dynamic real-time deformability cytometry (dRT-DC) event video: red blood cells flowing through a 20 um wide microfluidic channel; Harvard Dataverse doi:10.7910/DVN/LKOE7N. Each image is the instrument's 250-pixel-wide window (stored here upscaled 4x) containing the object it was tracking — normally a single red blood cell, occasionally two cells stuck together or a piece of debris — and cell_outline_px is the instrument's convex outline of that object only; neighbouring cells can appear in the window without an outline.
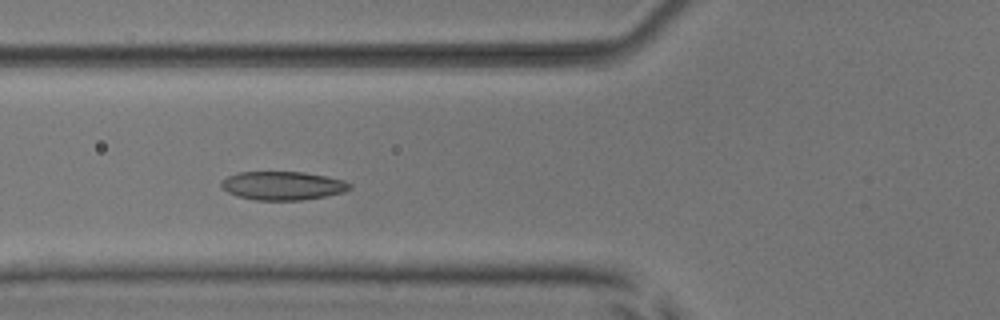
{"species": "common noctule bat (a hibernating species)", "species_latin": "Nyctalus noctula", "temperature_condition": "room temperature", "stored_images_in_passage": 9, "camera_frame_rate_fps": 3000, "um_per_image_px": 0.085, "animal": {"sex": "male", "body_mass_g": 17.9, "forearm_length_mm": 54.2}, "frame": {"image": 1, "passage_image": 7, "time_ms": 7.667, "image_size_px": [1000, 320], "cell_outline_px": [[352, 188], [344, 192], [304, 200], [256, 200], [236, 196], [228, 192], [220, 184], [228, 176], [240, 172], [304, 172], [344, 180], [352, 184]], "centroid_in_image_um": [24.06, 15.79], "position_along_channel_um": 101.7, "area_um2": 21.27}}
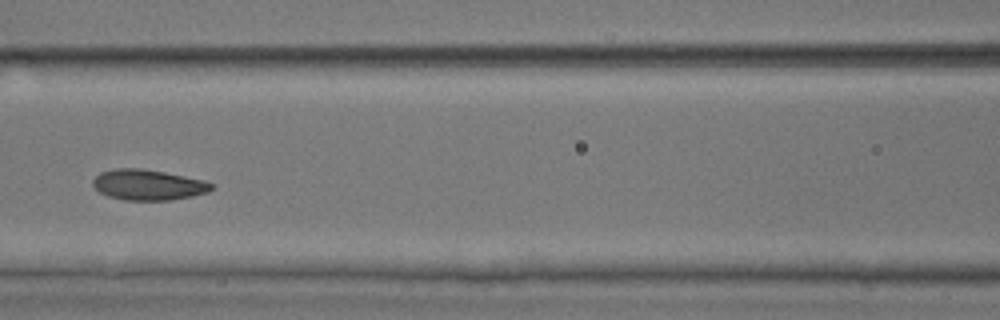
{"frame": {"image": 2, "passage_image": 8, "time_ms": 9.0, "image_size_px": [1000, 320], "cell_outline_px": [[216, 188], [208, 192], [192, 196], [172, 200], [124, 200], [108, 196], [100, 192], [92, 184], [92, 180], [100, 172], [116, 168], [140, 168], [164, 172], [204, 180], [216, 184]], "centroid_in_image_um": [12.63, 15.71], "position_along_channel_um": 154.0, "area_um2": 21.27}}